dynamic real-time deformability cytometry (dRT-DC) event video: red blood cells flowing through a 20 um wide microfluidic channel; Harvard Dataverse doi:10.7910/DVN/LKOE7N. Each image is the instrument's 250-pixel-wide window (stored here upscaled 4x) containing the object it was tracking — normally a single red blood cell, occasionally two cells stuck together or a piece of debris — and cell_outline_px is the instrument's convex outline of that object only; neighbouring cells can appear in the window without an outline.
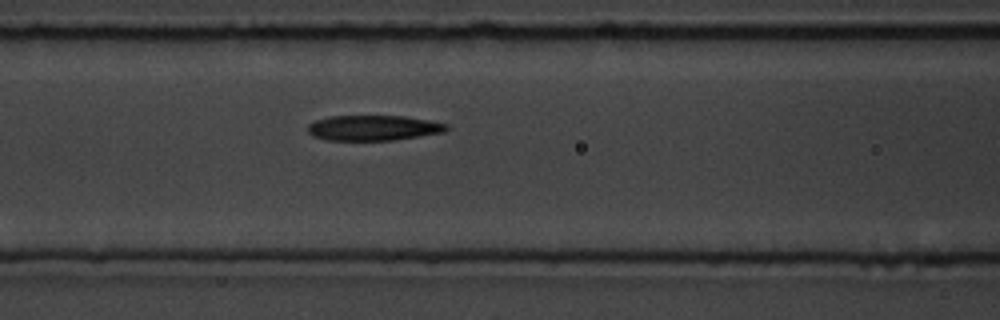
{"species": "common noctule bat (a hibernating species)", "species_latin": "Nyctalus noctula", "temperature_condition": "room temperature", "stored_images_in_passage": 6, "camera_frame_rate_fps": 3000, "um_per_image_px": 0.085, "animal": {"sex": "male", "body_mass_g": 19.5, "forearm_length_mm": 54.6}, "frame": {"image": 1, "passage_image": 6, "time_ms": 6.667, "image_size_px": [1000, 320], "cell_outline_px": [[448, 128], [444, 132], [392, 140], [324, 140], [312, 136], [308, 132], [308, 124], [316, 120], [328, 116], [404, 116], [428, 120], [448, 124]], "centroid_in_image_um": [31.69, 10.87], "position_along_channel_um": 134.9, "area_um2": 20.4}}